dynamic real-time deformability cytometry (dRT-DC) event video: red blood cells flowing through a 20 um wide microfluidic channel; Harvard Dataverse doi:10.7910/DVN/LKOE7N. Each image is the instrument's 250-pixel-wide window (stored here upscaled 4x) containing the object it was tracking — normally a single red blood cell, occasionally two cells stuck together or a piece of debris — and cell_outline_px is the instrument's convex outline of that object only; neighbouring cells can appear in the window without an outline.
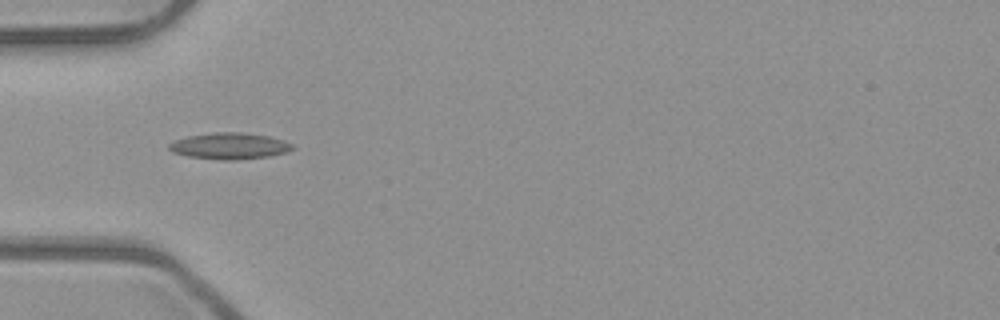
{"species": "common noctule bat (a hibernating species)", "species_latin": "Nyctalus noctula", "temperature_condition": "room temperature", "stored_images_in_passage": 6, "camera_frame_rate_fps": 3000, "um_per_image_px": 0.085, "animal": {"sex": "male", "body_mass_g": 23.1, "forearm_length_mm": 52.7}, "frame": {"image": 1, "passage_image": 5, "time_ms": 1.333, "image_size_px": [1000, 320], "cell_outline_px": [[296, 148], [284, 152], [268, 156], [236, 160], [220, 160], [188, 156], [172, 152], [168, 148], [168, 144], [176, 140], [188, 136], [216, 132], [240, 132], [268, 136], [284, 140], [292, 144]], "centroid_in_image_um": [19.5, 12.41], "position_along_channel_um": 65.5, "area_um2": 18.84}}
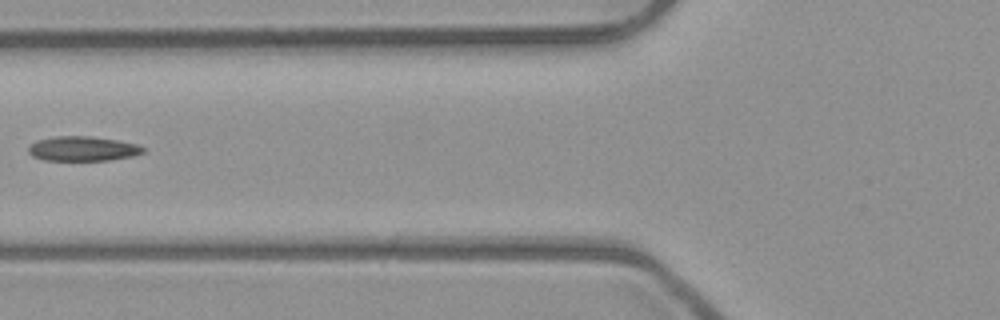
{"frame": {"image": 2, "passage_image": 6, "time_ms": 1.667, "image_size_px": [1000, 320], "cell_outline_px": [[144, 152], [132, 156], [108, 160], [44, 160], [32, 156], [28, 152], [28, 148], [36, 140], [56, 136], [88, 136], [116, 140], [136, 144], [144, 148]], "centroid_in_image_um": [7.0, 12.64], "position_along_channel_um": 118.8, "area_um2": 16.3}}